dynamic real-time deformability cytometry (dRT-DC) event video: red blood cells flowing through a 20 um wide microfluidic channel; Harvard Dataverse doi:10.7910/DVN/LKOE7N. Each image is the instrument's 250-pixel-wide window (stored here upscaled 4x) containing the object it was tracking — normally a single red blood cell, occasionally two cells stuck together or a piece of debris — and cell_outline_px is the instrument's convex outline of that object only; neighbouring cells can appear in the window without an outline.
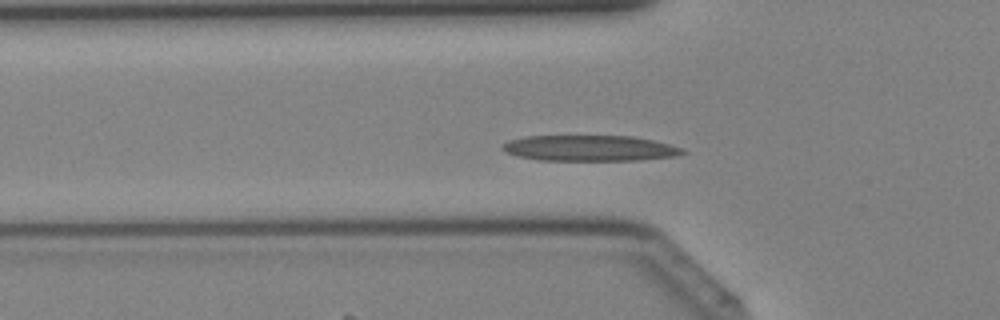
{"species": "Egyptian fruit bat (a non-hibernating species)", "species_latin": "Rousettus aegyptiacus", "temperature_condition": "cold", "stored_images_in_passage": 39, "camera_frame_rate_fps": 3000, "um_per_image_px": 0.085, "animal": {"sex": "female"}, "frame": {"image": 1, "passage_image": 11, "time_ms": 3.333, "image_size_px": [1000, 320], "cell_outline_px": [[688, 152], [676, 156], [640, 160], [540, 160], [516, 156], [504, 152], [500, 148], [500, 144], [508, 140], [524, 136], [632, 136], [652, 140], [684, 148]], "centroid_in_image_um": [50.08, 12.59], "position_along_channel_um": 75.7, "area_um2": 27.28}}
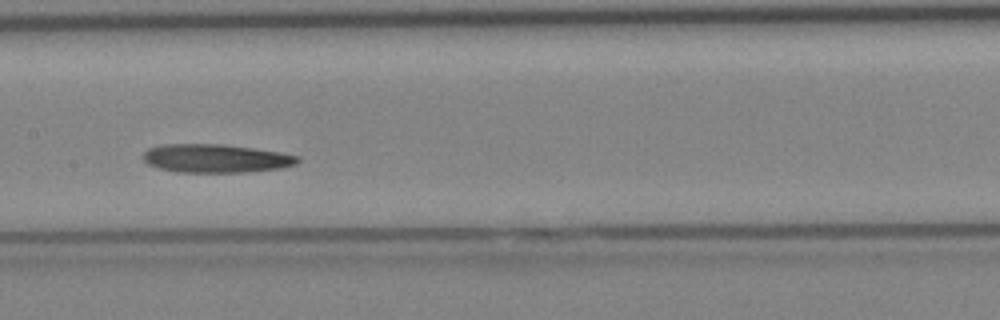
{"frame": {"image": 2, "passage_image": 18, "time_ms": 5.667, "image_size_px": [1000, 320], "cell_outline_px": [[300, 160], [296, 164], [284, 168], [244, 172], [176, 172], [156, 168], [148, 164], [144, 160], [144, 152], [148, 148], [164, 144], [220, 144], [252, 148], [280, 152], [300, 156]], "centroid_in_image_um": [18.35, 13.47], "position_along_channel_um": 189.0, "area_um2": 25.72}}
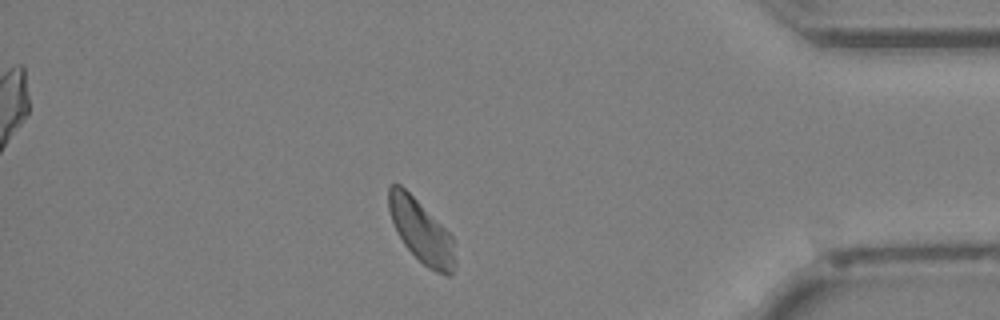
{"frame": {"image": 3, "passage_image": 33, "time_ms": 10.667, "image_size_px": [1000, 320], "cell_outline_px": [[456, 264], [452, 276], [448, 276], [436, 272], [428, 268], [404, 244], [392, 220], [388, 208], [388, 188], [392, 184], [400, 184], [452, 236], [456, 260]], "centroid_in_image_um": [35.82, 19.7], "position_along_channel_um": 399.4, "area_um2": 23.76}}